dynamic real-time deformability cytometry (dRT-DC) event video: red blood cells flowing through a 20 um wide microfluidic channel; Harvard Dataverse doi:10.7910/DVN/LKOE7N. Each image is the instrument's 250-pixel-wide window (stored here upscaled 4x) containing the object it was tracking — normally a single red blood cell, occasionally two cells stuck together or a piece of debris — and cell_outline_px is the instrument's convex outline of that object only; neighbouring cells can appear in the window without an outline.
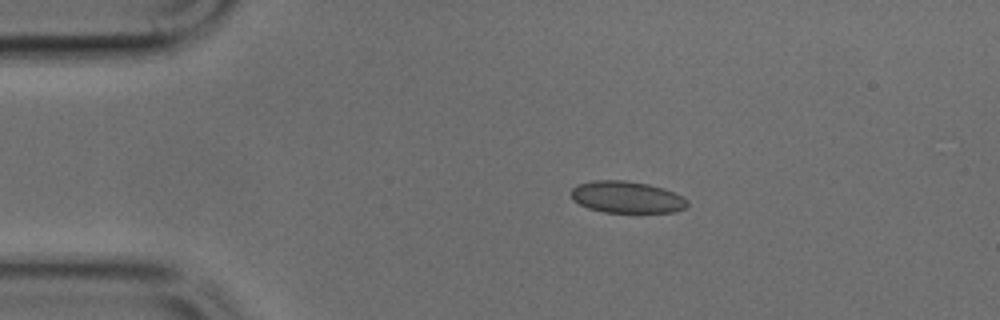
{"species": "common noctule bat (a hibernating species)", "species_latin": "Nyctalus noctula", "temperature_condition": "cold", "stored_images_in_passage": 40, "camera_frame_rate_fps": 3000, "um_per_image_px": 0.085, "animal": {"sex": "male", "body_mass_g": 17.9, "forearm_length_mm": 54.2}, "frame": {"image": 1, "passage_image": 1, "time_ms": 0.0, "image_size_px": [1000, 320], "cell_outline_px": [[688, 204], [684, 208], [676, 212], [604, 212], [588, 208], [572, 200], [568, 192], [576, 184], [592, 180], [624, 180], [648, 184], [664, 188], [676, 192], [684, 196], [688, 200]], "centroid_in_image_um": [53.26, 16.74], "position_along_channel_um": 31.7, "area_um2": 21.91}}
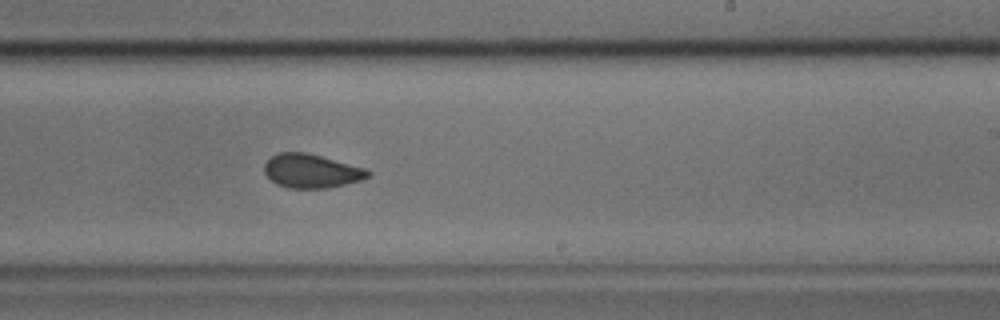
{"frame": {"image": 2, "passage_image": 21, "time_ms": 6.667, "image_size_px": [1000, 320], "cell_outline_px": [[372, 176], [360, 180], [328, 188], [288, 188], [276, 184], [264, 172], [264, 164], [272, 156], [280, 152], [308, 152], [368, 168], [372, 172]], "centroid_in_image_um": [26.52, 14.52], "position_along_channel_um": 262.5, "area_um2": 20.69}}
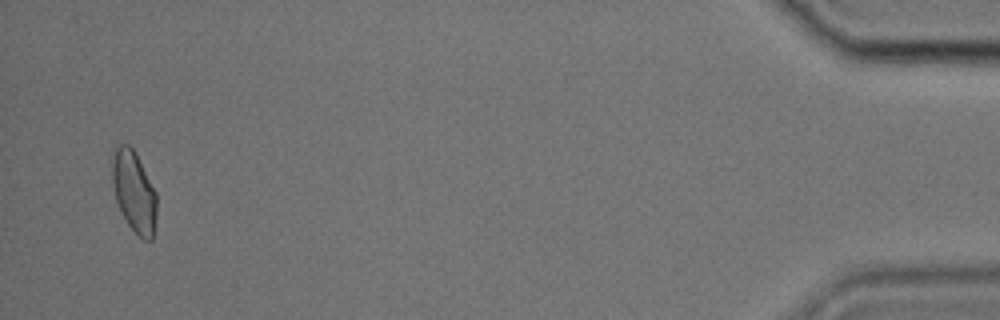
{"frame": {"image": 3, "passage_image": 39, "time_ms": 12.667, "image_size_px": [1000, 320], "cell_outline_px": [[156, 216], [152, 240], [144, 240], [128, 224], [116, 200], [112, 180], [112, 156], [116, 148], [120, 144], [128, 144], [136, 152], [156, 192]], "centroid_in_image_um": [11.4, 16.26], "position_along_channel_um": 423.8, "area_um2": 20.81}}